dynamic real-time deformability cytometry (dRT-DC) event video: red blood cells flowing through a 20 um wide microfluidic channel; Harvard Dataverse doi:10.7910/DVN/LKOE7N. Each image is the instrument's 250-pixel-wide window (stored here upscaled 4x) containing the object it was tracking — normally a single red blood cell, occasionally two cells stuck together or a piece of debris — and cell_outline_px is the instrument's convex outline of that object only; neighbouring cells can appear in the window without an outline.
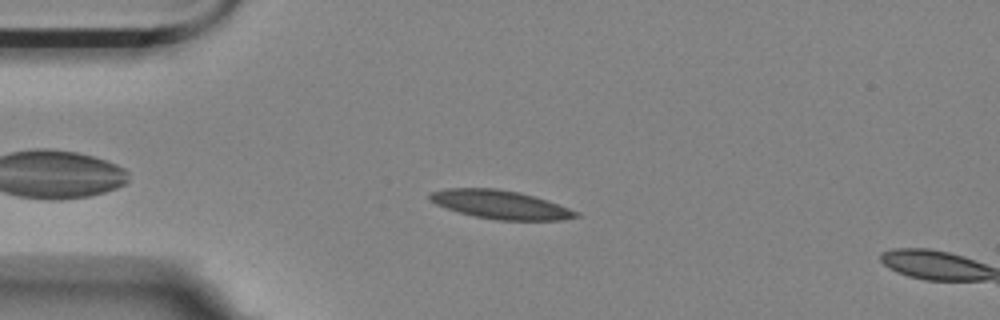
{"species": "Egyptian fruit bat (a non-hibernating species)", "species_latin": "Rousettus aegyptiacus", "temperature_condition": "room temperature", "stored_images_in_passage": 52, "camera_frame_rate_fps": 3000, "um_per_image_px": 0.085, "animal": {"sex": "female"}, "frame": {"image": 1, "passage_image": 9, "time_ms": 2.667, "image_size_px": [1000, 320], "cell_outline_px": [[580, 216], [560, 220], [496, 220], [476, 216], [460, 212], [436, 204], [428, 200], [428, 196], [432, 192], [444, 188], [496, 188], [520, 192], [548, 200], [580, 212]], "centroid_in_image_um": [42.55, 17.38], "position_along_channel_um": 42.4, "area_um2": 24.28}}
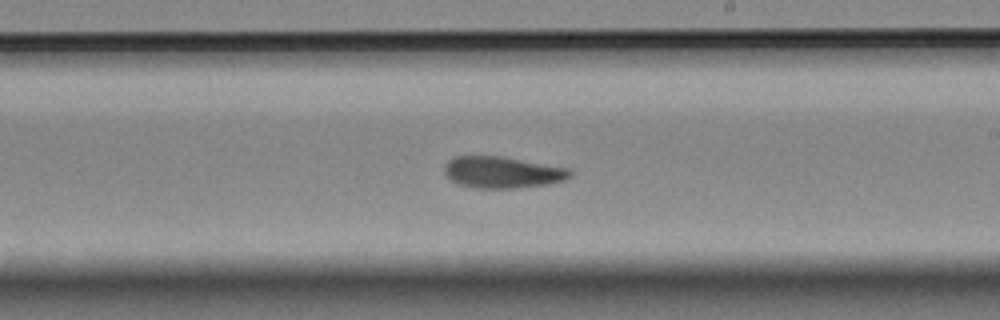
{"frame": {"image": 2, "passage_image": 28, "time_ms": 9.0, "image_size_px": [1000, 320], "cell_outline_px": [[572, 176], [564, 180], [548, 184], [516, 188], [472, 188], [456, 184], [444, 172], [444, 164], [448, 160], [456, 156], [500, 156], [572, 168]], "centroid_in_image_um": [42.72, 14.65], "position_along_channel_um": 246.3, "area_um2": 23.35}}
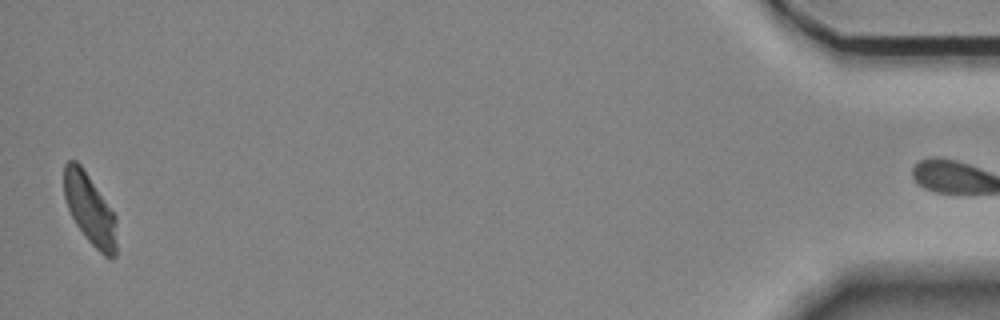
{"frame": {"image": 3, "passage_image": 51, "time_ms": 16.667, "image_size_px": [1000, 320], "cell_outline_px": [[116, 256], [104, 256], [84, 236], [76, 224], [68, 208], [64, 196], [64, 164], [68, 160], [76, 160], [80, 164], [116, 216]], "centroid_in_image_um": [7.62, 17.78], "position_along_channel_um": 427.6, "area_um2": 21.33}}